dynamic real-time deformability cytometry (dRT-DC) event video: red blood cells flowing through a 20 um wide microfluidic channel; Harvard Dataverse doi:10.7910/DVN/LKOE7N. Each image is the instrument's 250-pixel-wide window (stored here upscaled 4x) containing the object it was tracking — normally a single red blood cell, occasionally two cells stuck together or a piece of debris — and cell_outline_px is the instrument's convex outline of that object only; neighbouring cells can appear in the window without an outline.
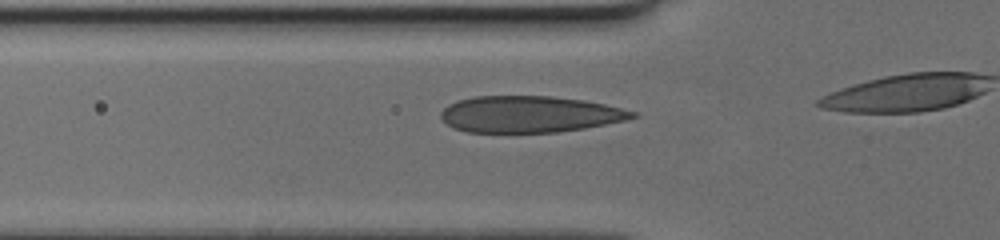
{"species": "human", "species_latin": "Homo sapiens", "temperature_condition": "cold", "stored_images_in_passage": 19, "camera_frame_rate_fps": 3000, "um_per_image_px": 0.085, "donor": {"sex": "female"}, "frame": {"image": 1, "passage_image": 14, "time_ms": 4.333, "image_size_px": [1000, 240], "cell_outline_px": [[640, 116], [624, 120], [584, 128], [556, 132], [468, 132], [452, 128], [440, 116], [440, 112], [448, 104], [456, 100], [472, 96], [552, 96], [584, 100], [604, 104], [636, 112]], "centroid_in_image_um": [44.97, 9.7], "position_along_channel_um": 80.8, "area_um2": 40.69}}
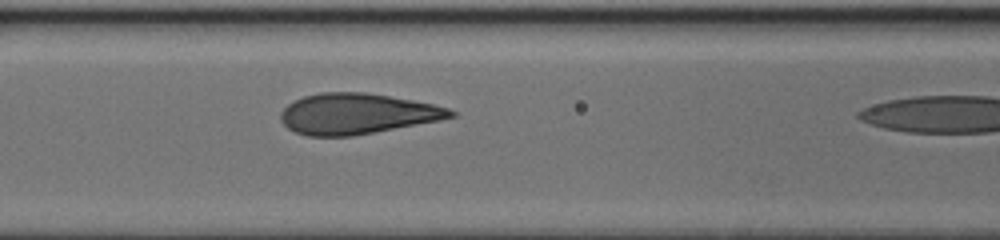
{"frame": {"image": 2, "passage_image": 18, "time_ms": 5.667, "image_size_px": [1000, 240], "cell_outline_px": [[456, 116], [440, 120], [352, 136], [308, 136], [296, 132], [288, 128], [280, 120], [280, 112], [288, 104], [304, 96], [320, 92], [364, 92], [412, 100], [432, 104], [448, 108], [456, 112]], "centroid_in_image_um": [30.32, 9.67], "position_along_channel_um": 136.3, "area_um2": 40.0}}